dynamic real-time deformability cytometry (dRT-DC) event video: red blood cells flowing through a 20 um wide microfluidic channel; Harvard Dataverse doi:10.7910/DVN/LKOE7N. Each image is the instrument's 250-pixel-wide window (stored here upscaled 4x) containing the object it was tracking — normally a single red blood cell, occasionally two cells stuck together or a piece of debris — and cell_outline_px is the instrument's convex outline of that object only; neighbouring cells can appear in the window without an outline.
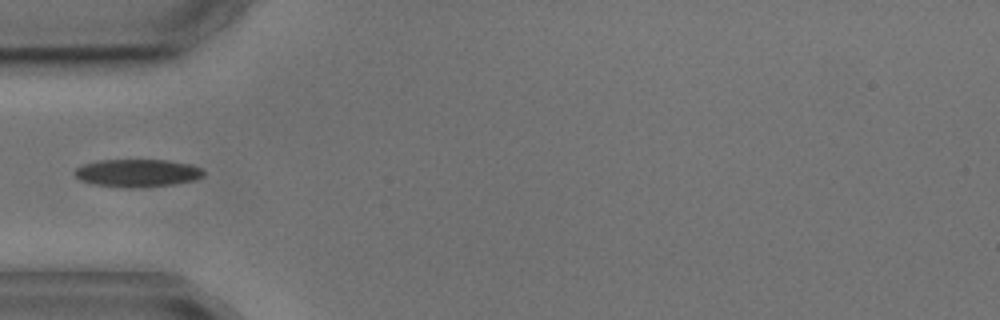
{"species": "common noctule bat (a hibernating species)", "species_latin": "Nyctalus noctula", "temperature_condition": "cold", "stored_images_in_passage": 1, "camera_frame_rate_fps": 3000, "um_per_image_px": 0.085, "animal": {"sex": "male", "body_mass_g": 17.9, "forearm_length_mm": 54.2}, "frame": {"image": 1, "passage_image": 1, "time_ms": 0.0, "image_size_px": [1000, 320], "cell_outline_px": [[204, 176], [196, 180], [176, 184], [132, 188], [120, 188], [92, 184], [80, 180], [72, 172], [76, 168], [84, 164], [100, 160], [168, 160], [188, 164], [200, 168], [204, 172]], "centroid_in_image_um": [11.66, 14.72], "position_along_channel_um": 73.3, "area_um2": 21.04}}